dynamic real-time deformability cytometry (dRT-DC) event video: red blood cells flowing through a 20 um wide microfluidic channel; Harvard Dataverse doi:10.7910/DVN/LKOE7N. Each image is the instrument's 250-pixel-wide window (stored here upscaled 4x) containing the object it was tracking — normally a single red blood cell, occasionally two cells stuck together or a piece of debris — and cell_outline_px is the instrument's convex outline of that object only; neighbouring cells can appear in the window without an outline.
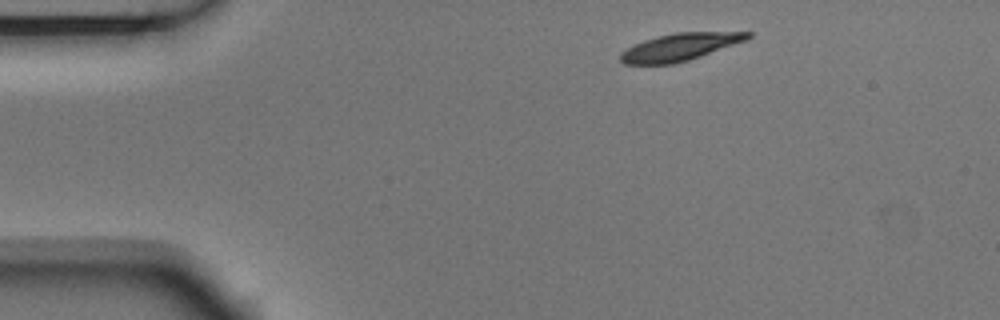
{"species": "Egyptian fruit bat (a non-hibernating species)", "species_latin": "Rousettus aegyptiacus", "temperature_condition": "room temperature", "stored_images_in_passage": 3, "camera_frame_rate_fps": 3000, "um_per_image_px": 0.085, "animal": {"sex": "male"}, "frame": {"image": 1, "passage_image": 1, "time_ms": 0.0, "image_size_px": [1000, 320], "cell_outline_px": [[752, 36], [748, 40], [688, 60], [672, 64], [624, 64], [620, 60], [620, 52], [644, 40], [656, 36], [676, 32], [752, 32]], "centroid_in_image_um": [57.8, 3.99], "position_along_channel_um": 27.2, "area_um2": 20.17}}